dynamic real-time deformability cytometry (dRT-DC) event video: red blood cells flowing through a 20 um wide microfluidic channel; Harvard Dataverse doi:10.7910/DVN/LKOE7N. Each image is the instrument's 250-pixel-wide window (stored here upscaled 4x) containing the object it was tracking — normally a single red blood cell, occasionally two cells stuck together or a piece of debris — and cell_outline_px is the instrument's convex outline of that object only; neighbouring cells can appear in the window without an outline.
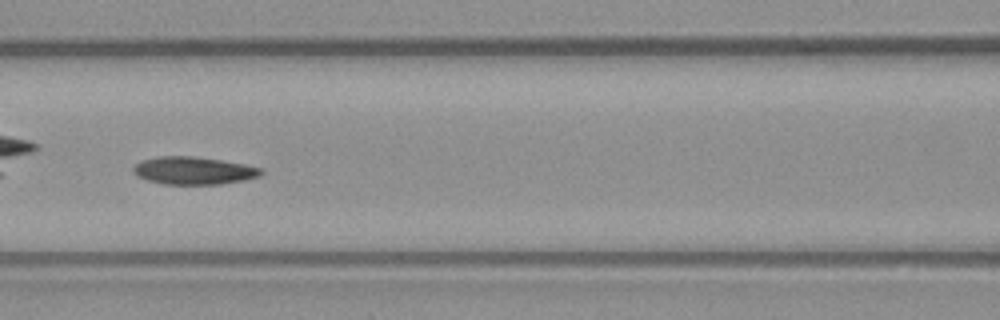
{"species": "common noctule bat (a hibernating species)", "species_latin": "Nyctalus noctula", "temperature_condition": "warm", "stored_images_in_passage": 36, "camera_frame_rate_fps": 3000, "um_per_image_px": 0.085, "animal": {"sex": "male", "body_mass_g": 23.1, "forearm_length_mm": 52.7}, "frame": {"image": 1, "passage_image": 16, "time_ms": 5.0, "image_size_px": [1000, 320], "cell_outline_px": [[264, 172], [260, 176], [244, 180], [220, 184], [164, 184], [148, 180], [136, 176], [132, 172], [132, 168], [140, 160], [156, 156], [192, 156], [220, 160], [244, 164], [260, 168]], "centroid_in_image_um": [16.41, 14.5], "position_along_channel_um": 150.2, "area_um2": 20.63}, "authors_computed_cell_mechanics": {"area_um2": 20.8369, "velocity_mm_per_s": 3.816, "shape_relaxation_time_tau1_ms": 6.6426, "shape_relaxation_time_tau2_ms": 4.3651, "deformation_change_tau1": 0.1475, "deformation_change_tau2": 0.0862}}